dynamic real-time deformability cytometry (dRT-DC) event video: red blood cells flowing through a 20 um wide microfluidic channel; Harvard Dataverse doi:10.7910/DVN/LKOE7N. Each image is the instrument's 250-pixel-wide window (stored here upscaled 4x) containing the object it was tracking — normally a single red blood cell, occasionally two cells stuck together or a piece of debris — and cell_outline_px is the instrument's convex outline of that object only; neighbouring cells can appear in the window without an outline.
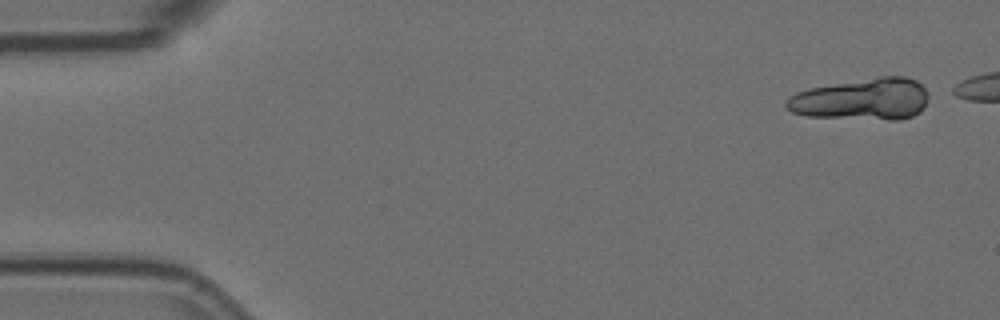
{"species": "Egyptian fruit bat (a non-hibernating species)", "species_latin": "Rousettus aegyptiacus", "temperature_condition": "room temperature", "stored_images_in_passage": 8, "segment_of_instrument_passage": [1, 2], "camera_frame_rate_fps": 3000, "um_per_image_px": 0.085, "animal": {"sex": "female"}, "frame": {"image": 1, "passage_image": 1, "time_ms": 0.0, "image_size_px": [1000, 320], "cell_outline_px": [[928, 96], [924, 108], [920, 112], [912, 116], [900, 120], [888, 120], [808, 116], [792, 112], [784, 104], [788, 96], [796, 92], [808, 88], [880, 76], [908, 76], [916, 80], [928, 92]], "centroid_in_image_um": [73.29, 8.43], "position_along_channel_um": 11.7, "area_um2": 34.85}}
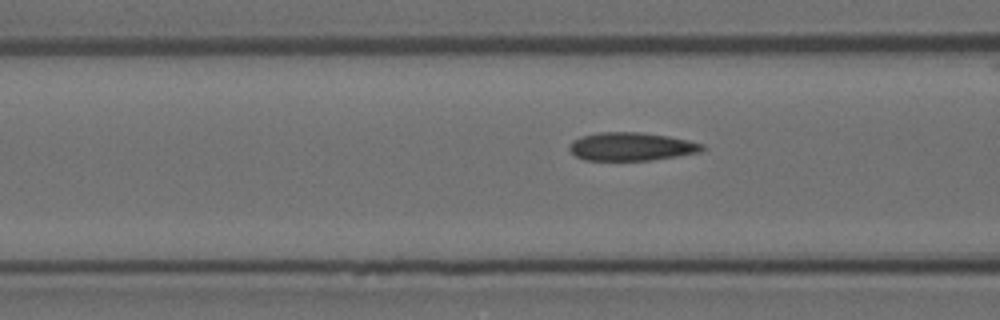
{"frame": {"image": 2, "passage_image": 7, "time_ms": 2.0, "image_size_px": [1000, 320], "cell_outline_px": [[704, 148], [700, 152], [652, 160], [584, 160], [576, 156], [568, 148], [568, 144], [572, 140], [580, 136], [600, 132], [640, 132], [668, 136], [688, 140], [704, 144]], "centroid_in_image_um": [53.63, 12.45], "position_along_channel_um": 113.0, "area_um2": 21.91}}